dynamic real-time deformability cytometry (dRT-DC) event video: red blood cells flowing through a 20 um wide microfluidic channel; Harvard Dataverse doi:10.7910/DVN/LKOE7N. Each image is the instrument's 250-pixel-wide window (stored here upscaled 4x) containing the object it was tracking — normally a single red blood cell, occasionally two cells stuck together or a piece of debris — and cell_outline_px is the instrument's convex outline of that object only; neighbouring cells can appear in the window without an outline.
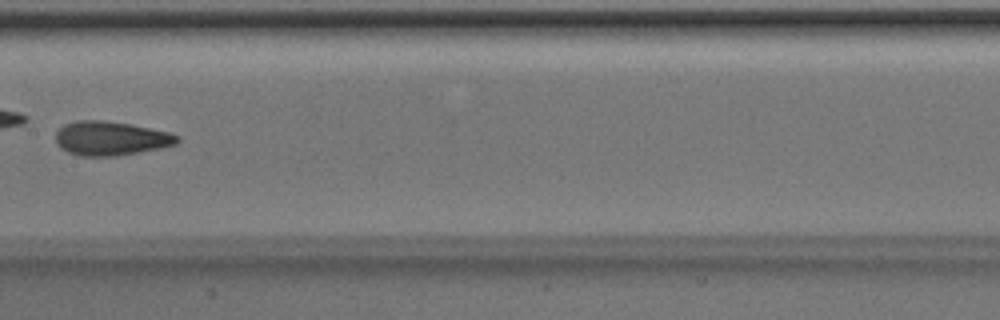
{"species": "Egyptian fruit bat (a non-hibernating species)", "species_latin": "Rousettus aegyptiacus", "temperature_condition": "room temperature", "stored_images_in_passage": 7, "camera_frame_rate_fps": 3000, "um_per_image_px": 0.085, "animal": {"sex": "male"}, "frame": {"image": 1, "passage_image": 7, "time_ms": 2.0, "image_size_px": [1000, 320], "cell_outline_px": [[180, 140], [176, 144], [160, 148], [116, 156], [80, 156], [68, 152], [60, 148], [56, 144], [56, 132], [64, 124], [76, 120], [104, 120], [132, 124], [168, 132], [176, 136]], "centroid_in_image_um": [9.37, 11.76], "position_along_channel_um": 198.0, "area_um2": 24.16}}